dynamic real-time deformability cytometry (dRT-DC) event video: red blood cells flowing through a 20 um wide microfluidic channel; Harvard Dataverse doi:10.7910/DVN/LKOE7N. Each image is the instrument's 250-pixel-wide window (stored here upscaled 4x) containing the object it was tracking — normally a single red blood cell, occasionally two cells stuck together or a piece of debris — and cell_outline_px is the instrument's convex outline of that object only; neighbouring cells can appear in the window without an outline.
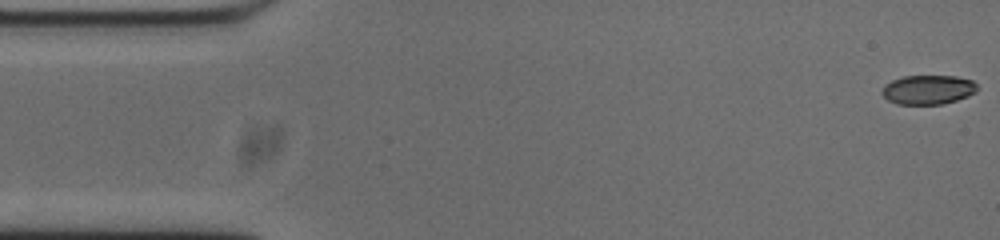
{"species": "common noctule bat (a hibernating species)", "species_latin": "Nyctalus noctula", "temperature_condition": "cold", "stored_images_in_passage": 55, "segment_of_instrument_passage": [1, 2], "camera_frame_rate_fps": 3000, "um_per_image_px": 0.085, "animal": {"sex": "male", "body_mass_g": 20.0, "forearm_length_mm": 53.3}, "frame": {"image": 1, "passage_image": 1, "time_ms": 0.0, "image_size_px": [1000, 240], "cell_outline_px": [[976, 92], [968, 96], [956, 100], [940, 104], [896, 104], [888, 100], [880, 92], [884, 84], [892, 80], [904, 76], [956, 76], [972, 80], [976, 84]], "centroid_in_image_um": [78.85, 7.62], "position_along_channel_um": 6.1, "area_um2": 16.24}}
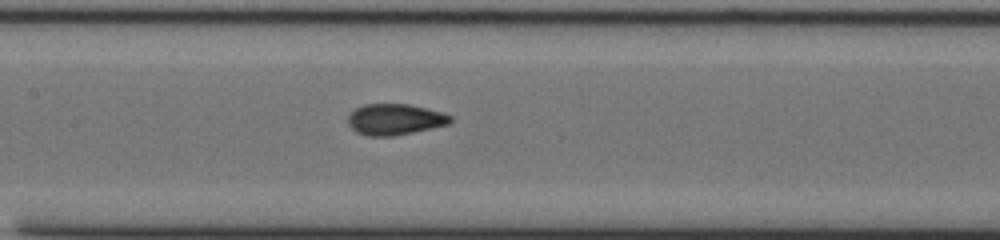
{"frame": {"image": 2, "passage_image": 24, "time_ms": 7.667, "image_size_px": [1000, 240], "cell_outline_px": [[452, 120], [448, 124], [412, 132], [392, 136], [368, 136], [356, 132], [348, 124], [348, 116], [356, 108], [364, 104], [408, 104], [444, 112], [452, 116]], "centroid_in_image_um": [33.56, 10.14], "position_along_channel_um": 173.8, "area_um2": 18.44}}
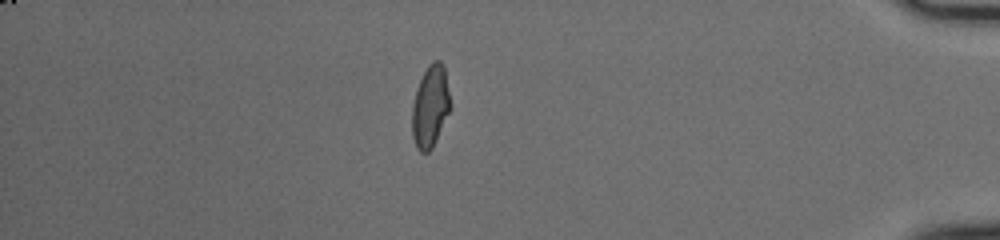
{"frame": {"image": 3, "passage_image": 46, "time_ms": 15.0, "image_size_px": [1000, 240], "cell_outline_px": [[452, 108], [432, 148], [428, 152], [420, 152], [416, 148], [412, 136], [412, 104], [416, 88], [428, 64], [432, 60], [440, 60], [444, 64], [452, 104]], "centroid_in_image_um": [36.6, 9.02], "position_along_channel_um": 398.6, "area_um2": 18.79}}